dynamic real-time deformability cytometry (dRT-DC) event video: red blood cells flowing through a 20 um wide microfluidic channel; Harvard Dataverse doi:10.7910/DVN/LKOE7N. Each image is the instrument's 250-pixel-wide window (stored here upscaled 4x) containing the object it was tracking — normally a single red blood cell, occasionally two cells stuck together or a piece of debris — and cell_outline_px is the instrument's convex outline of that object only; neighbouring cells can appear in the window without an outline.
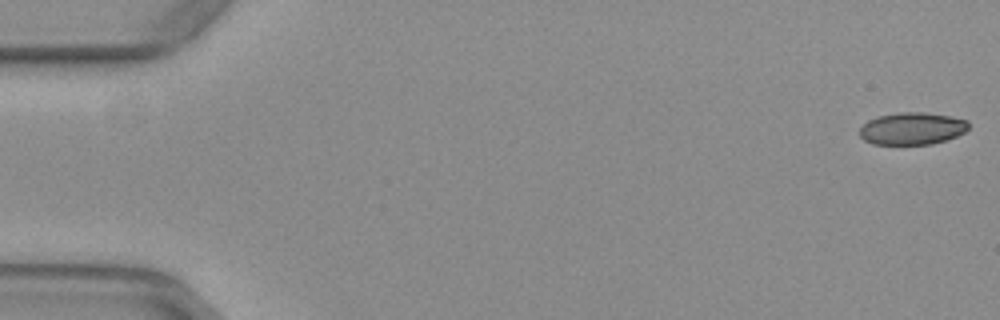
{"species": "common noctule bat (a hibernating species)", "species_latin": "Nyctalus noctula", "temperature_condition": "warm", "stored_images_in_passage": 21, "camera_frame_rate_fps": 3000, "um_per_image_px": 0.085, "animal": {"sex": "female", "body_mass_g": 29.2, "forearm_length_mm": 56.3}, "frame": {"image": 1, "passage_image": 1, "time_ms": 0.0, "image_size_px": [1000, 320], "cell_outline_px": [[968, 128], [964, 132], [956, 136], [932, 144], [872, 144], [864, 140], [860, 136], [860, 128], [868, 120], [880, 116], [900, 112], [924, 112], [948, 116], [968, 120]], "centroid_in_image_um": [77.52, 10.93], "position_along_channel_um": 7.5, "area_um2": 20.29}}
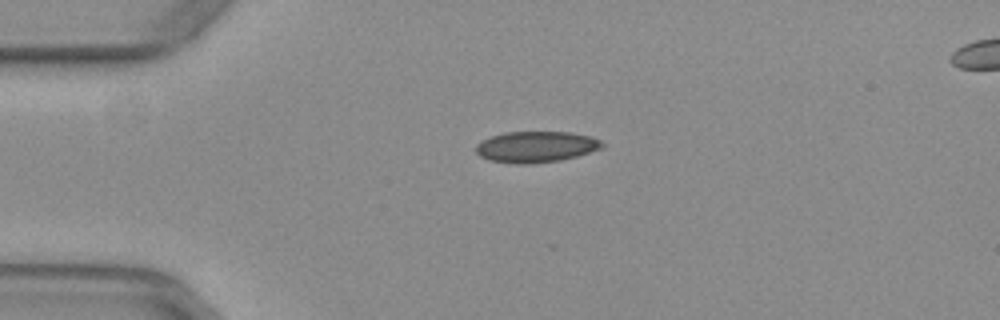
{"frame": {"image": 2, "passage_image": 13, "time_ms": 4.0, "image_size_px": [1000, 320], "cell_outline_px": [[604, 148], [576, 156], [560, 160], [532, 164], [516, 164], [488, 160], [480, 156], [476, 152], [476, 144], [492, 136], [504, 132], [572, 132], [592, 136], [600, 140], [604, 144]], "centroid_in_image_um": [45.59, 12.48], "position_along_channel_um": 39.4, "area_um2": 23.0}}
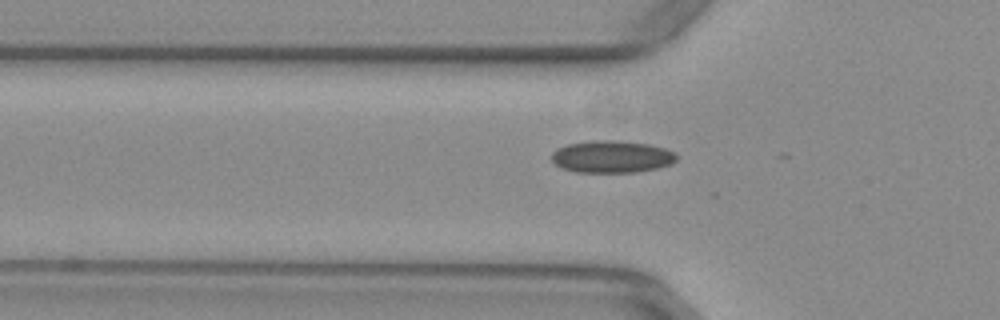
{"frame": {"image": 3, "passage_image": 18, "time_ms": 5.667, "image_size_px": [1000, 320], "cell_outline_px": [[676, 160], [672, 164], [656, 168], [636, 172], [576, 172], [560, 168], [552, 160], [552, 152], [556, 148], [568, 144], [592, 140], [616, 140], [648, 144], [664, 148], [676, 152]], "centroid_in_image_um": [51.99, 13.31], "position_along_channel_um": 73.8, "area_um2": 23.52}}